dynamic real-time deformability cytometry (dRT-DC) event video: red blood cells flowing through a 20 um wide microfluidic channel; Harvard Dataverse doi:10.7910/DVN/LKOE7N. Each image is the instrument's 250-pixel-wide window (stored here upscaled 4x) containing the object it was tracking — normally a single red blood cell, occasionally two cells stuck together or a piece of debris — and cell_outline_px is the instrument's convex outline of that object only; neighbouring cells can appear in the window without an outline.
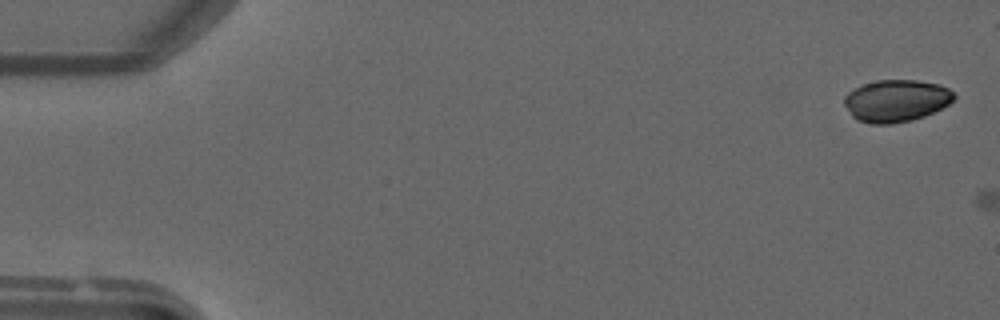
{"species": "common noctule bat (a hibernating species)", "species_latin": "Nyctalus noctula", "temperature_condition": "warm", "stored_images_in_passage": 3, "camera_frame_rate_fps": 3000, "um_per_image_px": 0.085, "animal": {"sex": "male", "forearm_length_mm": 52.5}, "frame": {"image": 1, "passage_image": 2, "time_ms": 0.333, "image_size_px": [1000, 320], "cell_outline_px": [[956, 100], [924, 116], [912, 120], [892, 124], [868, 124], [856, 120], [852, 116], [844, 104], [844, 96], [848, 92], [864, 84], [876, 80], [916, 80], [940, 84], [948, 88], [956, 96]], "centroid_in_image_um": [76.17, 8.57], "position_along_channel_um": 8.8, "area_um2": 27.05}}